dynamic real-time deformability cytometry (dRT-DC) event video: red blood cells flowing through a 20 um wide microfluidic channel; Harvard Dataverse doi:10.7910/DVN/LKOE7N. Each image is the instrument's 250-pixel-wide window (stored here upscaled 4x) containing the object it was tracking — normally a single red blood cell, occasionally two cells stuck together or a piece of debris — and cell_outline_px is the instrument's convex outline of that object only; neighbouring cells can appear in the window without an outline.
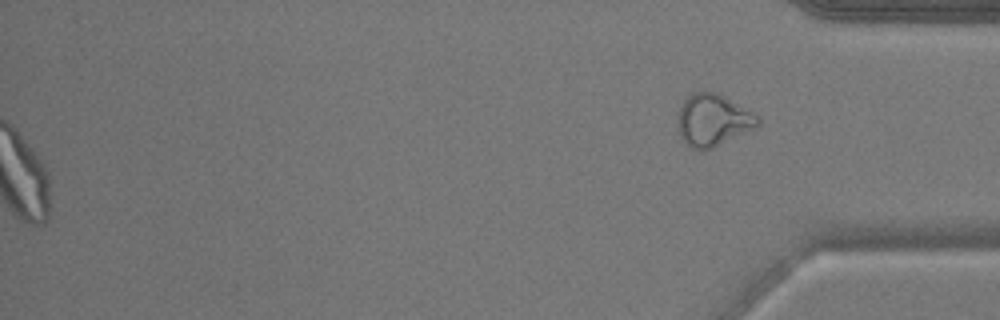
{"species": "common noctule bat (a hibernating species)", "species_latin": "Nyctalus noctula", "temperature_condition": "warm", "stored_images_in_passage": 37, "segment_of_instrument_passage": [2, 2], "camera_frame_rate_fps": 3000, "um_per_image_px": 0.085, "animal": {"sex": "male", "body_mass_g": 17.9}, "frame": {"image": 1, "passage_image": 37, "time_ms": 12.0, "image_size_px": [1000, 320], "cell_outline_px": [[760, 124], [756, 128], [712, 148], [692, 148], [680, 136], [676, 120], [680, 108], [684, 100], [692, 92], [716, 92], [724, 96], [752, 112], [760, 120]], "centroid_in_image_um": [60.59, 10.2], "position_along_channel_um": 374.6, "area_um2": 23.93}}